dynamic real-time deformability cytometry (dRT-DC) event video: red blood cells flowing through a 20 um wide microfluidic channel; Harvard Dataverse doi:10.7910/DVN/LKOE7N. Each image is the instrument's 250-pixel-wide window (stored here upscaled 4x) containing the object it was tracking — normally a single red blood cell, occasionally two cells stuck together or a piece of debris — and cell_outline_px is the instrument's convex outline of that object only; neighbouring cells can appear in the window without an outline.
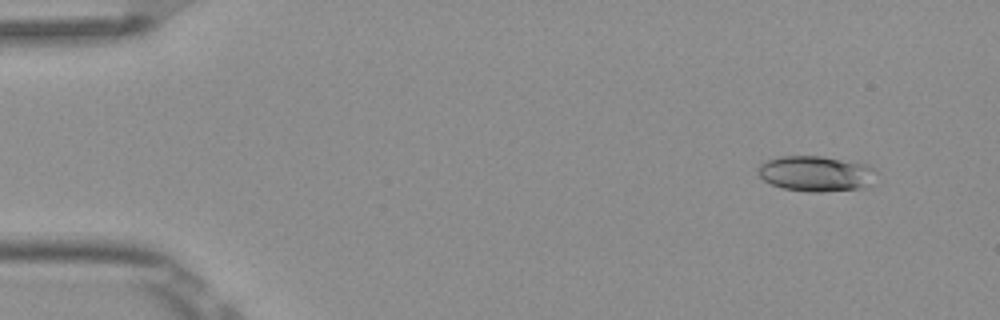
{"species": "Egyptian fruit bat (a non-hibernating species)", "species_latin": "Rousettus aegyptiacus", "temperature_condition": "room temperature", "stored_images_in_passage": 5, "camera_frame_rate_fps": 3000, "um_per_image_px": 0.085, "frame": {"image": 1, "passage_image": 1, "time_ms": 0.0, "image_size_px": [1000, 320], "cell_outline_px": [[880, 172], [868, 188], [820, 192], [812, 192], [784, 188], [772, 184], [764, 180], [760, 176], [760, 164], [764, 160], [780, 156], [820, 156], [868, 164], [876, 168]], "centroid_in_image_um": [69.46, 14.76], "position_along_channel_um": 15.5, "area_um2": 24.8}}
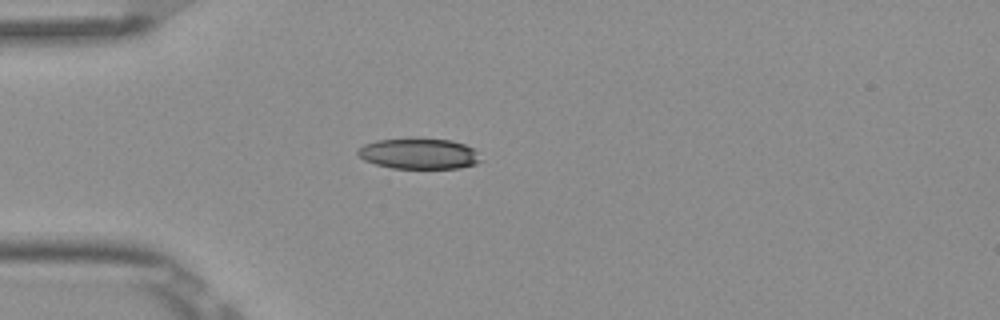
{"frame": {"image": 2, "passage_image": 4, "time_ms": 1.0, "image_size_px": [1000, 320], "cell_outline_px": [[484, 160], [476, 164], [460, 168], [392, 168], [376, 164], [364, 160], [356, 152], [364, 144], [376, 140], [412, 136], [452, 140], [464, 144], [472, 148]], "centroid_in_image_um": [35.62, 13.03], "position_along_channel_um": 49.4, "area_um2": 22.6}}